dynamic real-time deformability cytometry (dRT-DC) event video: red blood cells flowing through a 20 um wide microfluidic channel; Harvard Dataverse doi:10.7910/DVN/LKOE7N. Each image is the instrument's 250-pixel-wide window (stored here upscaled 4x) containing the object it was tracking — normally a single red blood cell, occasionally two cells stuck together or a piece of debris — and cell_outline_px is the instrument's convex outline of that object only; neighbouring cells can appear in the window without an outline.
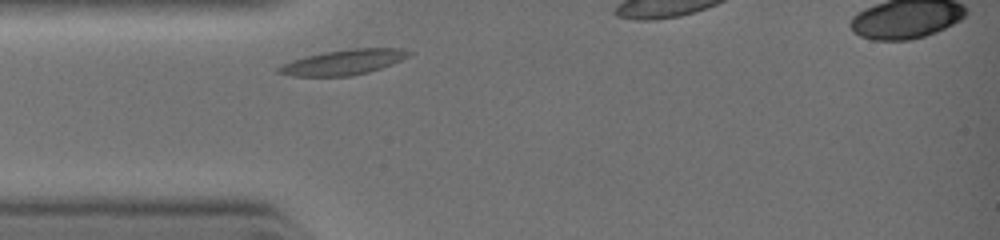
{"species": "common noctule bat (a hibernating species)", "species_latin": "Nyctalus noctula", "temperature_condition": "warm", "stored_images_in_passage": 1, "camera_frame_rate_fps": 3000, "um_per_image_px": 0.085, "animal": {"sex": "female", "body_mass_g": 19.0, "forearm_length_mm": 51.5}, "frame": {"image": 1, "passage_image": 1, "time_ms": 0.0, "image_size_px": [1000, 240], "cell_outline_px": [[416, 52], [392, 64], [368, 72], [352, 76], [292, 76], [276, 72], [276, 68], [292, 60], [304, 56], [324, 52], [348, 48], [400, 48]], "centroid_in_image_um": [29.2, 5.28], "position_along_channel_um": 55.8, "area_um2": 19.19}}